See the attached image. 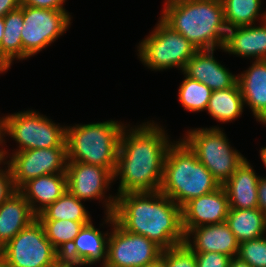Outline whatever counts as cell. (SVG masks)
<instances>
[{"mask_svg": "<svg viewBox=\"0 0 266 267\" xmlns=\"http://www.w3.org/2000/svg\"><path fill=\"white\" fill-rule=\"evenodd\" d=\"M21 0H0V18L20 7Z\"/></svg>", "mask_w": 266, "mask_h": 267, "instance_id": "36", "label": "cell"}, {"mask_svg": "<svg viewBox=\"0 0 266 267\" xmlns=\"http://www.w3.org/2000/svg\"><path fill=\"white\" fill-rule=\"evenodd\" d=\"M184 243L195 253L217 252L231 258L237 256L239 248L226 222L192 228L185 234Z\"/></svg>", "mask_w": 266, "mask_h": 267, "instance_id": "16", "label": "cell"}, {"mask_svg": "<svg viewBox=\"0 0 266 267\" xmlns=\"http://www.w3.org/2000/svg\"><path fill=\"white\" fill-rule=\"evenodd\" d=\"M2 149V158L9 165L15 188L28 180L49 174L66 173V147L28 149L8 154ZM10 155V156H8ZM10 158L8 161L6 158Z\"/></svg>", "mask_w": 266, "mask_h": 267, "instance_id": "12", "label": "cell"}, {"mask_svg": "<svg viewBox=\"0 0 266 267\" xmlns=\"http://www.w3.org/2000/svg\"><path fill=\"white\" fill-rule=\"evenodd\" d=\"M36 219L30 204L17 190L0 205V249Z\"/></svg>", "mask_w": 266, "mask_h": 267, "instance_id": "22", "label": "cell"}, {"mask_svg": "<svg viewBox=\"0 0 266 267\" xmlns=\"http://www.w3.org/2000/svg\"><path fill=\"white\" fill-rule=\"evenodd\" d=\"M24 24L21 30L23 60L45 49L71 25L67 11L20 5Z\"/></svg>", "mask_w": 266, "mask_h": 267, "instance_id": "11", "label": "cell"}, {"mask_svg": "<svg viewBox=\"0 0 266 267\" xmlns=\"http://www.w3.org/2000/svg\"><path fill=\"white\" fill-rule=\"evenodd\" d=\"M3 142H0V145H2ZM3 165L4 164V160L2 158V149H0V165Z\"/></svg>", "mask_w": 266, "mask_h": 267, "instance_id": "43", "label": "cell"}, {"mask_svg": "<svg viewBox=\"0 0 266 267\" xmlns=\"http://www.w3.org/2000/svg\"><path fill=\"white\" fill-rule=\"evenodd\" d=\"M229 267H251L247 262L240 260L238 257H232Z\"/></svg>", "mask_w": 266, "mask_h": 267, "instance_id": "37", "label": "cell"}, {"mask_svg": "<svg viewBox=\"0 0 266 267\" xmlns=\"http://www.w3.org/2000/svg\"><path fill=\"white\" fill-rule=\"evenodd\" d=\"M39 222L43 225L47 239L61 256L71 246L83 226L90 223L72 220H39Z\"/></svg>", "mask_w": 266, "mask_h": 267, "instance_id": "28", "label": "cell"}, {"mask_svg": "<svg viewBox=\"0 0 266 267\" xmlns=\"http://www.w3.org/2000/svg\"><path fill=\"white\" fill-rule=\"evenodd\" d=\"M79 265L64 261L60 259L54 266L52 267H78Z\"/></svg>", "mask_w": 266, "mask_h": 267, "instance_id": "38", "label": "cell"}, {"mask_svg": "<svg viewBox=\"0 0 266 267\" xmlns=\"http://www.w3.org/2000/svg\"><path fill=\"white\" fill-rule=\"evenodd\" d=\"M197 267H229L231 257L217 252L195 253Z\"/></svg>", "mask_w": 266, "mask_h": 267, "instance_id": "32", "label": "cell"}, {"mask_svg": "<svg viewBox=\"0 0 266 267\" xmlns=\"http://www.w3.org/2000/svg\"><path fill=\"white\" fill-rule=\"evenodd\" d=\"M5 164L7 169L6 167L4 169L0 167V205L17 191L14 186L12 171L4 161Z\"/></svg>", "mask_w": 266, "mask_h": 267, "instance_id": "33", "label": "cell"}, {"mask_svg": "<svg viewBox=\"0 0 266 267\" xmlns=\"http://www.w3.org/2000/svg\"><path fill=\"white\" fill-rule=\"evenodd\" d=\"M67 189L81 201L97 200L105 204V214H113L116 197L107 196L109 185L114 181V174L107 168L86 163L67 161Z\"/></svg>", "mask_w": 266, "mask_h": 267, "instance_id": "13", "label": "cell"}, {"mask_svg": "<svg viewBox=\"0 0 266 267\" xmlns=\"http://www.w3.org/2000/svg\"><path fill=\"white\" fill-rule=\"evenodd\" d=\"M260 157L263 162V165L266 167V147H262L260 150Z\"/></svg>", "mask_w": 266, "mask_h": 267, "instance_id": "41", "label": "cell"}, {"mask_svg": "<svg viewBox=\"0 0 266 267\" xmlns=\"http://www.w3.org/2000/svg\"><path fill=\"white\" fill-rule=\"evenodd\" d=\"M161 18L198 50L222 49L227 25L221 0H165Z\"/></svg>", "mask_w": 266, "mask_h": 267, "instance_id": "3", "label": "cell"}, {"mask_svg": "<svg viewBox=\"0 0 266 267\" xmlns=\"http://www.w3.org/2000/svg\"><path fill=\"white\" fill-rule=\"evenodd\" d=\"M115 222L124 230L143 235L162 249L185 241L182 208L160 191L116 195Z\"/></svg>", "mask_w": 266, "mask_h": 267, "instance_id": "2", "label": "cell"}, {"mask_svg": "<svg viewBox=\"0 0 266 267\" xmlns=\"http://www.w3.org/2000/svg\"><path fill=\"white\" fill-rule=\"evenodd\" d=\"M237 83L244 105L249 106L257 121L266 125V59L255 60L241 74H237Z\"/></svg>", "mask_w": 266, "mask_h": 267, "instance_id": "18", "label": "cell"}, {"mask_svg": "<svg viewBox=\"0 0 266 267\" xmlns=\"http://www.w3.org/2000/svg\"><path fill=\"white\" fill-rule=\"evenodd\" d=\"M124 123L104 122L66 126L67 161H76L109 169L113 174Z\"/></svg>", "mask_w": 266, "mask_h": 267, "instance_id": "5", "label": "cell"}, {"mask_svg": "<svg viewBox=\"0 0 266 267\" xmlns=\"http://www.w3.org/2000/svg\"><path fill=\"white\" fill-rule=\"evenodd\" d=\"M145 267H166L164 261L159 258L156 262L149 264Z\"/></svg>", "mask_w": 266, "mask_h": 267, "instance_id": "40", "label": "cell"}, {"mask_svg": "<svg viewBox=\"0 0 266 267\" xmlns=\"http://www.w3.org/2000/svg\"><path fill=\"white\" fill-rule=\"evenodd\" d=\"M11 136L19 145L15 152L66 147V126H61L34 110L3 117V137Z\"/></svg>", "mask_w": 266, "mask_h": 267, "instance_id": "8", "label": "cell"}, {"mask_svg": "<svg viewBox=\"0 0 266 267\" xmlns=\"http://www.w3.org/2000/svg\"><path fill=\"white\" fill-rule=\"evenodd\" d=\"M108 234L110 233H102L95 228L91 221L83 226L61 259L77 264L79 267L96 265L97 262L102 261L101 267H104L107 261Z\"/></svg>", "mask_w": 266, "mask_h": 267, "instance_id": "17", "label": "cell"}, {"mask_svg": "<svg viewBox=\"0 0 266 267\" xmlns=\"http://www.w3.org/2000/svg\"><path fill=\"white\" fill-rule=\"evenodd\" d=\"M214 51L215 49L197 50L186 62L182 72L212 91L230 88L237 83V76L214 58Z\"/></svg>", "mask_w": 266, "mask_h": 267, "instance_id": "15", "label": "cell"}, {"mask_svg": "<svg viewBox=\"0 0 266 267\" xmlns=\"http://www.w3.org/2000/svg\"><path fill=\"white\" fill-rule=\"evenodd\" d=\"M0 142H3V144H5V139L3 137V117H0Z\"/></svg>", "mask_w": 266, "mask_h": 267, "instance_id": "42", "label": "cell"}, {"mask_svg": "<svg viewBox=\"0 0 266 267\" xmlns=\"http://www.w3.org/2000/svg\"><path fill=\"white\" fill-rule=\"evenodd\" d=\"M67 190L66 173L39 176L28 180L18 189L28 201L36 216L60 198Z\"/></svg>", "mask_w": 266, "mask_h": 267, "instance_id": "20", "label": "cell"}, {"mask_svg": "<svg viewBox=\"0 0 266 267\" xmlns=\"http://www.w3.org/2000/svg\"><path fill=\"white\" fill-rule=\"evenodd\" d=\"M178 89V99L184 109L200 112L207 109L212 90L205 84L184 75Z\"/></svg>", "mask_w": 266, "mask_h": 267, "instance_id": "29", "label": "cell"}, {"mask_svg": "<svg viewBox=\"0 0 266 267\" xmlns=\"http://www.w3.org/2000/svg\"><path fill=\"white\" fill-rule=\"evenodd\" d=\"M251 267H266V237L265 235L239 243L237 256Z\"/></svg>", "mask_w": 266, "mask_h": 267, "instance_id": "30", "label": "cell"}, {"mask_svg": "<svg viewBox=\"0 0 266 267\" xmlns=\"http://www.w3.org/2000/svg\"><path fill=\"white\" fill-rule=\"evenodd\" d=\"M222 186L246 159L219 127L195 128L181 139Z\"/></svg>", "mask_w": 266, "mask_h": 267, "instance_id": "6", "label": "cell"}, {"mask_svg": "<svg viewBox=\"0 0 266 267\" xmlns=\"http://www.w3.org/2000/svg\"><path fill=\"white\" fill-rule=\"evenodd\" d=\"M224 19L228 29L255 24L256 20H266V11L261 13L262 0H221ZM260 16V17H259Z\"/></svg>", "mask_w": 266, "mask_h": 267, "instance_id": "27", "label": "cell"}, {"mask_svg": "<svg viewBox=\"0 0 266 267\" xmlns=\"http://www.w3.org/2000/svg\"><path fill=\"white\" fill-rule=\"evenodd\" d=\"M0 267H7L0 261Z\"/></svg>", "mask_w": 266, "mask_h": 267, "instance_id": "44", "label": "cell"}, {"mask_svg": "<svg viewBox=\"0 0 266 267\" xmlns=\"http://www.w3.org/2000/svg\"><path fill=\"white\" fill-rule=\"evenodd\" d=\"M258 208L266 216V177L260 176L257 186Z\"/></svg>", "mask_w": 266, "mask_h": 267, "instance_id": "35", "label": "cell"}, {"mask_svg": "<svg viewBox=\"0 0 266 267\" xmlns=\"http://www.w3.org/2000/svg\"><path fill=\"white\" fill-rule=\"evenodd\" d=\"M176 142V143H175ZM220 187L211 172L180 139L168 148L160 192L179 207Z\"/></svg>", "mask_w": 266, "mask_h": 267, "instance_id": "4", "label": "cell"}, {"mask_svg": "<svg viewBox=\"0 0 266 267\" xmlns=\"http://www.w3.org/2000/svg\"><path fill=\"white\" fill-rule=\"evenodd\" d=\"M260 22V26L254 24L228 29L222 50L243 58L265 60L266 20Z\"/></svg>", "mask_w": 266, "mask_h": 267, "instance_id": "19", "label": "cell"}, {"mask_svg": "<svg viewBox=\"0 0 266 267\" xmlns=\"http://www.w3.org/2000/svg\"><path fill=\"white\" fill-rule=\"evenodd\" d=\"M4 35L0 42L1 73L9 70L14 59L23 60L21 30L24 24L23 10L19 7L4 17Z\"/></svg>", "mask_w": 266, "mask_h": 267, "instance_id": "23", "label": "cell"}, {"mask_svg": "<svg viewBox=\"0 0 266 267\" xmlns=\"http://www.w3.org/2000/svg\"><path fill=\"white\" fill-rule=\"evenodd\" d=\"M65 1L66 0H21V5L66 11L65 7H63Z\"/></svg>", "mask_w": 266, "mask_h": 267, "instance_id": "34", "label": "cell"}, {"mask_svg": "<svg viewBox=\"0 0 266 267\" xmlns=\"http://www.w3.org/2000/svg\"><path fill=\"white\" fill-rule=\"evenodd\" d=\"M38 220H72L75 222H91L90 213L82 201L68 190L54 203L44 209Z\"/></svg>", "mask_w": 266, "mask_h": 267, "instance_id": "26", "label": "cell"}, {"mask_svg": "<svg viewBox=\"0 0 266 267\" xmlns=\"http://www.w3.org/2000/svg\"><path fill=\"white\" fill-rule=\"evenodd\" d=\"M104 221L112 226L104 267H145L160 258L163 249L154 241L124 230L115 222L113 214H106Z\"/></svg>", "mask_w": 266, "mask_h": 267, "instance_id": "10", "label": "cell"}, {"mask_svg": "<svg viewBox=\"0 0 266 267\" xmlns=\"http://www.w3.org/2000/svg\"><path fill=\"white\" fill-rule=\"evenodd\" d=\"M134 127L126 126L120 136L114 172V181L120 179L117 195L159 191L166 153L173 143L164 128L154 121Z\"/></svg>", "mask_w": 266, "mask_h": 267, "instance_id": "1", "label": "cell"}, {"mask_svg": "<svg viewBox=\"0 0 266 267\" xmlns=\"http://www.w3.org/2000/svg\"><path fill=\"white\" fill-rule=\"evenodd\" d=\"M160 258L166 267H197L195 252L185 243L163 249Z\"/></svg>", "mask_w": 266, "mask_h": 267, "instance_id": "31", "label": "cell"}, {"mask_svg": "<svg viewBox=\"0 0 266 267\" xmlns=\"http://www.w3.org/2000/svg\"><path fill=\"white\" fill-rule=\"evenodd\" d=\"M244 101L238 83L234 86L212 91L206 111L215 120L226 123L242 115Z\"/></svg>", "mask_w": 266, "mask_h": 267, "instance_id": "25", "label": "cell"}, {"mask_svg": "<svg viewBox=\"0 0 266 267\" xmlns=\"http://www.w3.org/2000/svg\"><path fill=\"white\" fill-rule=\"evenodd\" d=\"M60 259L38 219L0 249V261L7 267H52Z\"/></svg>", "mask_w": 266, "mask_h": 267, "instance_id": "9", "label": "cell"}, {"mask_svg": "<svg viewBox=\"0 0 266 267\" xmlns=\"http://www.w3.org/2000/svg\"><path fill=\"white\" fill-rule=\"evenodd\" d=\"M137 49L140 61L153 71L173 67L183 71L186 62L198 50L161 17L151 34L139 42Z\"/></svg>", "mask_w": 266, "mask_h": 267, "instance_id": "7", "label": "cell"}, {"mask_svg": "<svg viewBox=\"0 0 266 267\" xmlns=\"http://www.w3.org/2000/svg\"><path fill=\"white\" fill-rule=\"evenodd\" d=\"M4 35V19L0 18V42ZM0 73H1V49H0Z\"/></svg>", "mask_w": 266, "mask_h": 267, "instance_id": "39", "label": "cell"}, {"mask_svg": "<svg viewBox=\"0 0 266 267\" xmlns=\"http://www.w3.org/2000/svg\"><path fill=\"white\" fill-rule=\"evenodd\" d=\"M229 209L228 195L223 186L190 200L182 207L184 233L192 228L225 222Z\"/></svg>", "mask_w": 266, "mask_h": 267, "instance_id": "14", "label": "cell"}, {"mask_svg": "<svg viewBox=\"0 0 266 267\" xmlns=\"http://www.w3.org/2000/svg\"><path fill=\"white\" fill-rule=\"evenodd\" d=\"M245 159L233 175L222 185L228 195L229 207L258 208L257 186L260 176Z\"/></svg>", "mask_w": 266, "mask_h": 267, "instance_id": "21", "label": "cell"}, {"mask_svg": "<svg viewBox=\"0 0 266 267\" xmlns=\"http://www.w3.org/2000/svg\"><path fill=\"white\" fill-rule=\"evenodd\" d=\"M225 222L239 243L257 239L266 234V216L259 208H230Z\"/></svg>", "mask_w": 266, "mask_h": 267, "instance_id": "24", "label": "cell"}]
</instances>
